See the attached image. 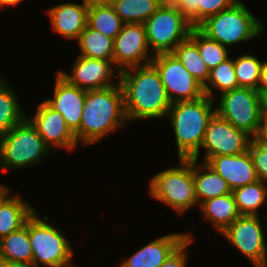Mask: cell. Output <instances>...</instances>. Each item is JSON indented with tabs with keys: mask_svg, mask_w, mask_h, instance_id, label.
<instances>
[{
	"mask_svg": "<svg viewBox=\"0 0 267 267\" xmlns=\"http://www.w3.org/2000/svg\"><path fill=\"white\" fill-rule=\"evenodd\" d=\"M128 123L136 120L166 118L171 102L157 69L148 64L120 72Z\"/></svg>",
	"mask_w": 267,
	"mask_h": 267,
	"instance_id": "obj_1",
	"label": "cell"
},
{
	"mask_svg": "<svg viewBox=\"0 0 267 267\" xmlns=\"http://www.w3.org/2000/svg\"><path fill=\"white\" fill-rule=\"evenodd\" d=\"M126 124L124 94L119 82L106 89L86 91L80 127L74 134L79 145L89 146Z\"/></svg>",
	"mask_w": 267,
	"mask_h": 267,
	"instance_id": "obj_2",
	"label": "cell"
},
{
	"mask_svg": "<svg viewBox=\"0 0 267 267\" xmlns=\"http://www.w3.org/2000/svg\"><path fill=\"white\" fill-rule=\"evenodd\" d=\"M215 105L216 100L207 95L171 104L166 118L173 128L178 159L192 158L200 150L208 123L216 113Z\"/></svg>",
	"mask_w": 267,
	"mask_h": 267,
	"instance_id": "obj_3",
	"label": "cell"
},
{
	"mask_svg": "<svg viewBox=\"0 0 267 267\" xmlns=\"http://www.w3.org/2000/svg\"><path fill=\"white\" fill-rule=\"evenodd\" d=\"M261 21L240 0L231 8L206 18L197 28L210 39L230 47L262 35L265 27Z\"/></svg>",
	"mask_w": 267,
	"mask_h": 267,
	"instance_id": "obj_4",
	"label": "cell"
},
{
	"mask_svg": "<svg viewBox=\"0 0 267 267\" xmlns=\"http://www.w3.org/2000/svg\"><path fill=\"white\" fill-rule=\"evenodd\" d=\"M176 167H168L149 180V195L172 208L177 214L198 207L193 180V158L178 159Z\"/></svg>",
	"mask_w": 267,
	"mask_h": 267,
	"instance_id": "obj_5",
	"label": "cell"
},
{
	"mask_svg": "<svg viewBox=\"0 0 267 267\" xmlns=\"http://www.w3.org/2000/svg\"><path fill=\"white\" fill-rule=\"evenodd\" d=\"M49 153L55 155L27 118L0 136L2 171L22 170L40 164Z\"/></svg>",
	"mask_w": 267,
	"mask_h": 267,
	"instance_id": "obj_6",
	"label": "cell"
},
{
	"mask_svg": "<svg viewBox=\"0 0 267 267\" xmlns=\"http://www.w3.org/2000/svg\"><path fill=\"white\" fill-rule=\"evenodd\" d=\"M36 211L27 219V228L35 267H76L72 261L74 251L71 241L62 229L48 222V217L40 218ZM39 215V216H38ZM43 265V266H42Z\"/></svg>",
	"mask_w": 267,
	"mask_h": 267,
	"instance_id": "obj_7",
	"label": "cell"
},
{
	"mask_svg": "<svg viewBox=\"0 0 267 267\" xmlns=\"http://www.w3.org/2000/svg\"><path fill=\"white\" fill-rule=\"evenodd\" d=\"M144 25L147 44L153 55L172 52L189 37L193 28L176 6L164 3Z\"/></svg>",
	"mask_w": 267,
	"mask_h": 267,
	"instance_id": "obj_8",
	"label": "cell"
},
{
	"mask_svg": "<svg viewBox=\"0 0 267 267\" xmlns=\"http://www.w3.org/2000/svg\"><path fill=\"white\" fill-rule=\"evenodd\" d=\"M220 95L219 102L215 105L216 113L254 138L263 117L260 111L258 90L238 87Z\"/></svg>",
	"mask_w": 267,
	"mask_h": 267,
	"instance_id": "obj_9",
	"label": "cell"
},
{
	"mask_svg": "<svg viewBox=\"0 0 267 267\" xmlns=\"http://www.w3.org/2000/svg\"><path fill=\"white\" fill-rule=\"evenodd\" d=\"M151 64L159 72L171 103L193 101L205 95L203 85L190 74L172 52L154 55Z\"/></svg>",
	"mask_w": 267,
	"mask_h": 267,
	"instance_id": "obj_10",
	"label": "cell"
},
{
	"mask_svg": "<svg viewBox=\"0 0 267 267\" xmlns=\"http://www.w3.org/2000/svg\"><path fill=\"white\" fill-rule=\"evenodd\" d=\"M261 219L257 215H240L220 234L247 257L253 267H267L266 234Z\"/></svg>",
	"mask_w": 267,
	"mask_h": 267,
	"instance_id": "obj_11",
	"label": "cell"
},
{
	"mask_svg": "<svg viewBox=\"0 0 267 267\" xmlns=\"http://www.w3.org/2000/svg\"><path fill=\"white\" fill-rule=\"evenodd\" d=\"M251 139L244 131L215 113L208 123L200 150L192 158L199 161L200 151L203 149L205 150V155L201 159L203 162L210 157L245 153L248 151Z\"/></svg>",
	"mask_w": 267,
	"mask_h": 267,
	"instance_id": "obj_12",
	"label": "cell"
},
{
	"mask_svg": "<svg viewBox=\"0 0 267 267\" xmlns=\"http://www.w3.org/2000/svg\"><path fill=\"white\" fill-rule=\"evenodd\" d=\"M154 55L146 40L143 23H124L113 42V63L121 72L127 68L151 64Z\"/></svg>",
	"mask_w": 267,
	"mask_h": 267,
	"instance_id": "obj_13",
	"label": "cell"
},
{
	"mask_svg": "<svg viewBox=\"0 0 267 267\" xmlns=\"http://www.w3.org/2000/svg\"><path fill=\"white\" fill-rule=\"evenodd\" d=\"M57 72L69 84L86 91L106 89L117 85L120 75V71L114 66L113 61L92 59L80 55L75 59L71 74L59 69ZM114 75L118 79L116 82L113 78Z\"/></svg>",
	"mask_w": 267,
	"mask_h": 267,
	"instance_id": "obj_14",
	"label": "cell"
},
{
	"mask_svg": "<svg viewBox=\"0 0 267 267\" xmlns=\"http://www.w3.org/2000/svg\"><path fill=\"white\" fill-rule=\"evenodd\" d=\"M26 118L34 126L52 152L62 148L73 152L79 145L75 134L67 126L60 112L50 108L44 101L38 104L36 113Z\"/></svg>",
	"mask_w": 267,
	"mask_h": 267,
	"instance_id": "obj_15",
	"label": "cell"
},
{
	"mask_svg": "<svg viewBox=\"0 0 267 267\" xmlns=\"http://www.w3.org/2000/svg\"><path fill=\"white\" fill-rule=\"evenodd\" d=\"M53 98L44 99V102L63 116L67 126L75 133L82 118V111L86 99V90L69 84L56 72Z\"/></svg>",
	"mask_w": 267,
	"mask_h": 267,
	"instance_id": "obj_16",
	"label": "cell"
},
{
	"mask_svg": "<svg viewBox=\"0 0 267 267\" xmlns=\"http://www.w3.org/2000/svg\"><path fill=\"white\" fill-rule=\"evenodd\" d=\"M186 239V232L164 234L125 258L119 267H160Z\"/></svg>",
	"mask_w": 267,
	"mask_h": 267,
	"instance_id": "obj_17",
	"label": "cell"
},
{
	"mask_svg": "<svg viewBox=\"0 0 267 267\" xmlns=\"http://www.w3.org/2000/svg\"><path fill=\"white\" fill-rule=\"evenodd\" d=\"M206 163L227 181L232 191L259 180L249 151L210 157Z\"/></svg>",
	"mask_w": 267,
	"mask_h": 267,
	"instance_id": "obj_18",
	"label": "cell"
},
{
	"mask_svg": "<svg viewBox=\"0 0 267 267\" xmlns=\"http://www.w3.org/2000/svg\"><path fill=\"white\" fill-rule=\"evenodd\" d=\"M88 9L89 6L82 3L66 2L46 11L55 33L69 40H77L87 26Z\"/></svg>",
	"mask_w": 267,
	"mask_h": 267,
	"instance_id": "obj_19",
	"label": "cell"
},
{
	"mask_svg": "<svg viewBox=\"0 0 267 267\" xmlns=\"http://www.w3.org/2000/svg\"><path fill=\"white\" fill-rule=\"evenodd\" d=\"M8 187L0 196V239L22 227L35 212L31 203L21 198L20 194L11 195Z\"/></svg>",
	"mask_w": 267,
	"mask_h": 267,
	"instance_id": "obj_20",
	"label": "cell"
},
{
	"mask_svg": "<svg viewBox=\"0 0 267 267\" xmlns=\"http://www.w3.org/2000/svg\"><path fill=\"white\" fill-rule=\"evenodd\" d=\"M193 159V180L198 207L212 198L232 193L227 181L206 162Z\"/></svg>",
	"mask_w": 267,
	"mask_h": 267,
	"instance_id": "obj_21",
	"label": "cell"
},
{
	"mask_svg": "<svg viewBox=\"0 0 267 267\" xmlns=\"http://www.w3.org/2000/svg\"><path fill=\"white\" fill-rule=\"evenodd\" d=\"M198 208L205 222L219 234L240 216L233 193L204 201Z\"/></svg>",
	"mask_w": 267,
	"mask_h": 267,
	"instance_id": "obj_22",
	"label": "cell"
},
{
	"mask_svg": "<svg viewBox=\"0 0 267 267\" xmlns=\"http://www.w3.org/2000/svg\"><path fill=\"white\" fill-rule=\"evenodd\" d=\"M0 260L11 263L33 264L27 220L18 230L0 239Z\"/></svg>",
	"mask_w": 267,
	"mask_h": 267,
	"instance_id": "obj_23",
	"label": "cell"
},
{
	"mask_svg": "<svg viewBox=\"0 0 267 267\" xmlns=\"http://www.w3.org/2000/svg\"><path fill=\"white\" fill-rule=\"evenodd\" d=\"M4 76L0 78V136L26 118L16 91Z\"/></svg>",
	"mask_w": 267,
	"mask_h": 267,
	"instance_id": "obj_24",
	"label": "cell"
},
{
	"mask_svg": "<svg viewBox=\"0 0 267 267\" xmlns=\"http://www.w3.org/2000/svg\"><path fill=\"white\" fill-rule=\"evenodd\" d=\"M240 215L260 216L262 205L267 210V182L255 181L232 191Z\"/></svg>",
	"mask_w": 267,
	"mask_h": 267,
	"instance_id": "obj_25",
	"label": "cell"
},
{
	"mask_svg": "<svg viewBox=\"0 0 267 267\" xmlns=\"http://www.w3.org/2000/svg\"><path fill=\"white\" fill-rule=\"evenodd\" d=\"M76 41L81 51L80 56L113 61L114 39L111 37L86 26Z\"/></svg>",
	"mask_w": 267,
	"mask_h": 267,
	"instance_id": "obj_26",
	"label": "cell"
},
{
	"mask_svg": "<svg viewBox=\"0 0 267 267\" xmlns=\"http://www.w3.org/2000/svg\"><path fill=\"white\" fill-rule=\"evenodd\" d=\"M124 22L115 13L112 5L96 4L89 6L87 26L114 39L122 30Z\"/></svg>",
	"mask_w": 267,
	"mask_h": 267,
	"instance_id": "obj_27",
	"label": "cell"
},
{
	"mask_svg": "<svg viewBox=\"0 0 267 267\" xmlns=\"http://www.w3.org/2000/svg\"><path fill=\"white\" fill-rule=\"evenodd\" d=\"M163 0H116L112 7L124 23H145L161 6Z\"/></svg>",
	"mask_w": 267,
	"mask_h": 267,
	"instance_id": "obj_28",
	"label": "cell"
},
{
	"mask_svg": "<svg viewBox=\"0 0 267 267\" xmlns=\"http://www.w3.org/2000/svg\"><path fill=\"white\" fill-rule=\"evenodd\" d=\"M190 74L203 86L207 83L210 70L200 56L197 45L188 37L172 51Z\"/></svg>",
	"mask_w": 267,
	"mask_h": 267,
	"instance_id": "obj_29",
	"label": "cell"
},
{
	"mask_svg": "<svg viewBox=\"0 0 267 267\" xmlns=\"http://www.w3.org/2000/svg\"><path fill=\"white\" fill-rule=\"evenodd\" d=\"M205 95L215 100L214 90L220 94L238 88V81L234 70V59L229 56L218 66L210 70L207 83L203 86ZM214 88V89H213Z\"/></svg>",
	"mask_w": 267,
	"mask_h": 267,
	"instance_id": "obj_30",
	"label": "cell"
},
{
	"mask_svg": "<svg viewBox=\"0 0 267 267\" xmlns=\"http://www.w3.org/2000/svg\"><path fill=\"white\" fill-rule=\"evenodd\" d=\"M189 38L197 45L200 56L209 70L215 68L230 56L228 52L229 47L227 48L219 42L210 39L197 27L191 29Z\"/></svg>",
	"mask_w": 267,
	"mask_h": 267,
	"instance_id": "obj_31",
	"label": "cell"
},
{
	"mask_svg": "<svg viewBox=\"0 0 267 267\" xmlns=\"http://www.w3.org/2000/svg\"><path fill=\"white\" fill-rule=\"evenodd\" d=\"M263 61L257 56L244 54L234 59V70L238 87L257 90Z\"/></svg>",
	"mask_w": 267,
	"mask_h": 267,
	"instance_id": "obj_32",
	"label": "cell"
},
{
	"mask_svg": "<svg viewBox=\"0 0 267 267\" xmlns=\"http://www.w3.org/2000/svg\"><path fill=\"white\" fill-rule=\"evenodd\" d=\"M248 151L251 155L258 179L267 182V146L259 144L252 138L248 146Z\"/></svg>",
	"mask_w": 267,
	"mask_h": 267,
	"instance_id": "obj_33",
	"label": "cell"
},
{
	"mask_svg": "<svg viewBox=\"0 0 267 267\" xmlns=\"http://www.w3.org/2000/svg\"><path fill=\"white\" fill-rule=\"evenodd\" d=\"M240 0H198V25L206 18L234 6Z\"/></svg>",
	"mask_w": 267,
	"mask_h": 267,
	"instance_id": "obj_34",
	"label": "cell"
},
{
	"mask_svg": "<svg viewBox=\"0 0 267 267\" xmlns=\"http://www.w3.org/2000/svg\"><path fill=\"white\" fill-rule=\"evenodd\" d=\"M187 233V238L166 260L160 267H187L188 261V246H190L194 237L191 233Z\"/></svg>",
	"mask_w": 267,
	"mask_h": 267,
	"instance_id": "obj_35",
	"label": "cell"
},
{
	"mask_svg": "<svg viewBox=\"0 0 267 267\" xmlns=\"http://www.w3.org/2000/svg\"><path fill=\"white\" fill-rule=\"evenodd\" d=\"M176 7L193 27L198 26V0H182Z\"/></svg>",
	"mask_w": 267,
	"mask_h": 267,
	"instance_id": "obj_36",
	"label": "cell"
},
{
	"mask_svg": "<svg viewBox=\"0 0 267 267\" xmlns=\"http://www.w3.org/2000/svg\"><path fill=\"white\" fill-rule=\"evenodd\" d=\"M254 139L262 145L267 146V117H262L259 129Z\"/></svg>",
	"mask_w": 267,
	"mask_h": 267,
	"instance_id": "obj_37",
	"label": "cell"
},
{
	"mask_svg": "<svg viewBox=\"0 0 267 267\" xmlns=\"http://www.w3.org/2000/svg\"><path fill=\"white\" fill-rule=\"evenodd\" d=\"M260 111L263 117H267V88H258Z\"/></svg>",
	"mask_w": 267,
	"mask_h": 267,
	"instance_id": "obj_38",
	"label": "cell"
},
{
	"mask_svg": "<svg viewBox=\"0 0 267 267\" xmlns=\"http://www.w3.org/2000/svg\"><path fill=\"white\" fill-rule=\"evenodd\" d=\"M258 88H267V61L262 64Z\"/></svg>",
	"mask_w": 267,
	"mask_h": 267,
	"instance_id": "obj_39",
	"label": "cell"
},
{
	"mask_svg": "<svg viewBox=\"0 0 267 267\" xmlns=\"http://www.w3.org/2000/svg\"><path fill=\"white\" fill-rule=\"evenodd\" d=\"M24 0H0V9H4L6 7H15L21 4Z\"/></svg>",
	"mask_w": 267,
	"mask_h": 267,
	"instance_id": "obj_40",
	"label": "cell"
},
{
	"mask_svg": "<svg viewBox=\"0 0 267 267\" xmlns=\"http://www.w3.org/2000/svg\"><path fill=\"white\" fill-rule=\"evenodd\" d=\"M0 267H35L33 264L11 263L0 260Z\"/></svg>",
	"mask_w": 267,
	"mask_h": 267,
	"instance_id": "obj_41",
	"label": "cell"
},
{
	"mask_svg": "<svg viewBox=\"0 0 267 267\" xmlns=\"http://www.w3.org/2000/svg\"><path fill=\"white\" fill-rule=\"evenodd\" d=\"M182 0H163L164 4L177 6Z\"/></svg>",
	"mask_w": 267,
	"mask_h": 267,
	"instance_id": "obj_42",
	"label": "cell"
},
{
	"mask_svg": "<svg viewBox=\"0 0 267 267\" xmlns=\"http://www.w3.org/2000/svg\"><path fill=\"white\" fill-rule=\"evenodd\" d=\"M82 4L87 6L99 4V0H82Z\"/></svg>",
	"mask_w": 267,
	"mask_h": 267,
	"instance_id": "obj_43",
	"label": "cell"
},
{
	"mask_svg": "<svg viewBox=\"0 0 267 267\" xmlns=\"http://www.w3.org/2000/svg\"><path fill=\"white\" fill-rule=\"evenodd\" d=\"M116 0H99V4L112 5Z\"/></svg>",
	"mask_w": 267,
	"mask_h": 267,
	"instance_id": "obj_44",
	"label": "cell"
},
{
	"mask_svg": "<svg viewBox=\"0 0 267 267\" xmlns=\"http://www.w3.org/2000/svg\"><path fill=\"white\" fill-rule=\"evenodd\" d=\"M7 188H8L7 185L2 184V183L0 182V196L4 193V191H5Z\"/></svg>",
	"mask_w": 267,
	"mask_h": 267,
	"instance_id": "obj_45",
	"label": "cell"
},
{
	"mask_svg": "<svg viewBox=\"0 0 267 267\" xmlns=\"http://www.w3.org/2000/svg\"><path fill=\"white\" fill-rule=\"evenodd\" d=\"M266 217V221H267V215L265 216L264 215V218ZM267 226V225H266ZM267 228V227H266ZM266 230V233H267V229H265ZM266 237H265V246H266V253H267V235H265Z\"/></svg>",
	"mask_w": 267,
	"mask_h": 267,
	"instance_id": "obj_46",
	"label": "cell"
}]
</instances>
